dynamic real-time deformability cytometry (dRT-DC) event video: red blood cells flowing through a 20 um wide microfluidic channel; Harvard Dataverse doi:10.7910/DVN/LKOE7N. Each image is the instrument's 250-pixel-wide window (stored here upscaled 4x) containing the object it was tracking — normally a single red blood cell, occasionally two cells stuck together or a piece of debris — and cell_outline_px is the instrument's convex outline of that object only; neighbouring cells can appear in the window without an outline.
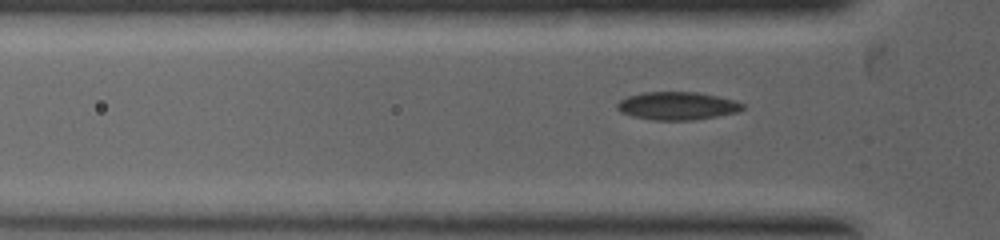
{"species": "common noctule bat (a hibernating species)", "species_latin": "Nyctalus noctula", "temperature_condition": "warm", "stored_images_in_passage": 7, "segment_of_instrument_passage": [2, 2], "camera_frame_rate_fps": 5000, "um_per_image_px": 0.085, "animal": {"sex": "female", "body_mass_g": 19.0, "forearm_length_mm": 53.3}, "frame": {"image": 1, "passage_image": 7, "time_ms": 2.8, "image_size_px": [1000, 240], "cell_outline_px": [[744, 108], [740, 112], [692, 120], [652, 120], [632, 116], [620, 112], [616, 108], [616, 104], [620, 100], [628, 96], [644, 92], [696, 92], [736, 100], [744, 104]], "centroid_in_image_um": [57.57, 9.0], "position_along_channel_um": 68.2, "area_um2": 20.52}}